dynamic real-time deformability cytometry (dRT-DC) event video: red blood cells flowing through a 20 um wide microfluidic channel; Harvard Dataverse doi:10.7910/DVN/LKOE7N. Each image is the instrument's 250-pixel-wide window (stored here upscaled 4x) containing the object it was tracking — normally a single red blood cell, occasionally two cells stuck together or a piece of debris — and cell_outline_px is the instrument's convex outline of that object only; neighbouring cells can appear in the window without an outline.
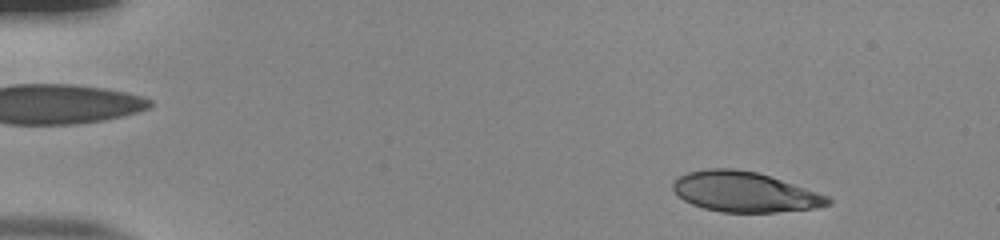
{"species": "human", "species_latin": "Homo sapiens", "temperature_condition": "room temperature", "stored_images_in_passage": 51, "camera_frame_rate_fps": 3000, "um_per_image_px": 0.085, "donor": {"sex": "male"}, "frame": {"image": 1, "passage_image": 4, "time_ms": 1.0, "image_size_px": [1000, 240], "cell_outline_px": [[832, 204], [816, 208], [776, 212], [720, 212], [704, 208], [692, 204], [676, 196], [672, 188], [672, 184], [680, 176], [688, 172], [708, 168], [732, 168], [756, 172], [828, 196], [832, 200]], "centroid_in_image_um": [63.26, 16.32], "position_along_channel_um": 21.7, "area_um2": 36.01}}
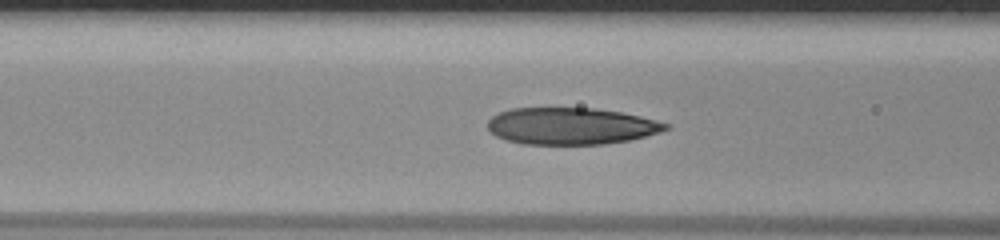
{"frame": {"image": 2, "passage_image": 20, "time_ms": 6.333, "image_size_px": [1000, 240], "cell_outline_px": [[672, 128], [660, 132], [628, 140], [604, 144], [524, 144], [508, 140], [496, 136], [488, 128], [488, 120], [492, 116], [500, 112], [512, 108], [596, 108], [620, 112], [640, 116], [672, 124]], "centroid_in_image_um": [48.57, 10.71], "position_along_channel_um": 118.0, "area_um2": 38.21}}
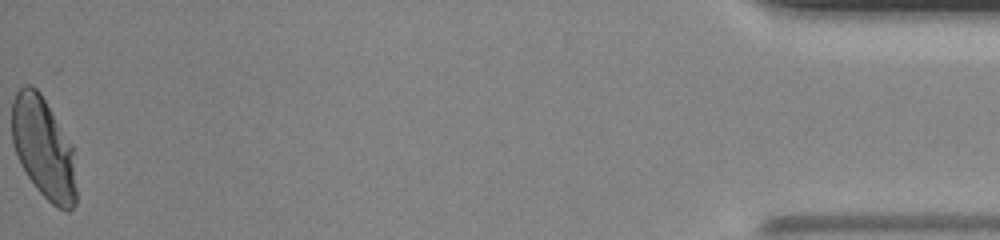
{"frame": {"image": 3, "passage_image": 51, "time_ms": 16.667, "image_size_px": [1000, 240], "cell_outline_px": [[76, 204], [68, 212], [56, 208], [36, 188], [20, 164], [12, 144], [12, 100], [16, 92], [24, 84], [32, 84], [40, 92], [72, 144], [76, 188]], "centroid_in_image_um": [3.69, 12.58], "position_along_channel_um": 431.5, "area_um2": 38.21}, "authors_computed_cell_mechanics": {"area_um2": 38.8994, "velocity_mm_per_s": 3.8921, "shape_relaxation_time_tau1_ms": 6.8549, "shape_relaxation_time_tau2_ms": 0.8584, "deformation_change_tau1": 0.2438, "deformation_change_tau2": 0.0627}}